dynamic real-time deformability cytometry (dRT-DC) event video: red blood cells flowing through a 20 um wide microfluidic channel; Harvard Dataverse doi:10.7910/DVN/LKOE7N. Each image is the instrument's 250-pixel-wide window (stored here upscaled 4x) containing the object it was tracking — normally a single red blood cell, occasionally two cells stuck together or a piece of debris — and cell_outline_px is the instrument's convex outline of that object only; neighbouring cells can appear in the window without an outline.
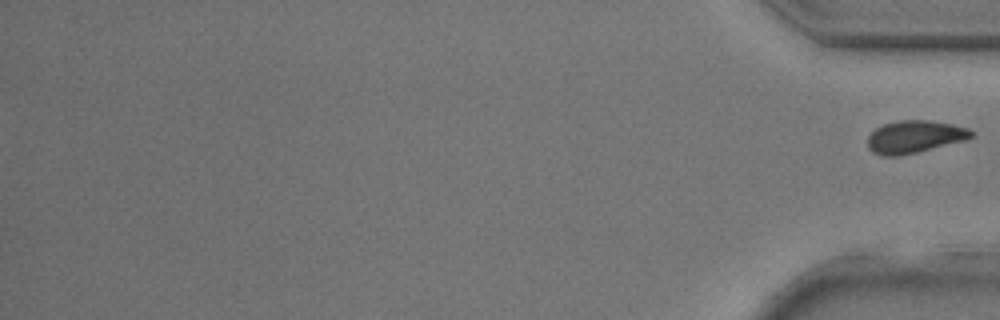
{"species": "common noctule bat (a hibernating species)", "species_latin": "Nyctalus noctula", "temperature_condition": "room temperature", "stored_images_in_passage": 34, "segment_of_instrument_passage": [2, 2], "camera_frame_rate_fps": 3000, "um_per_image_px": 0.085, "animal": {"sex": "male", "body_mass_g": 17.9, "forearm_length_mm": 54.2}, "frame": {"image": 1, "passage_image": 34, "time_ms": 11.0, "image_size_px": [1000, 320], "cell_outline_px": [[976, 132], [968, 140], [916, 152], [896, 156], [884, 156], [872, 152], [868, 148], [868, 136], [876, 128], [884, 124], [896, 120], [932, 120], [952, 124], [968, 128]], "centroid_in_image_um": [77.77, 11.61], "position_along_channel_um": 357.4, "area_um2": 19.77}}